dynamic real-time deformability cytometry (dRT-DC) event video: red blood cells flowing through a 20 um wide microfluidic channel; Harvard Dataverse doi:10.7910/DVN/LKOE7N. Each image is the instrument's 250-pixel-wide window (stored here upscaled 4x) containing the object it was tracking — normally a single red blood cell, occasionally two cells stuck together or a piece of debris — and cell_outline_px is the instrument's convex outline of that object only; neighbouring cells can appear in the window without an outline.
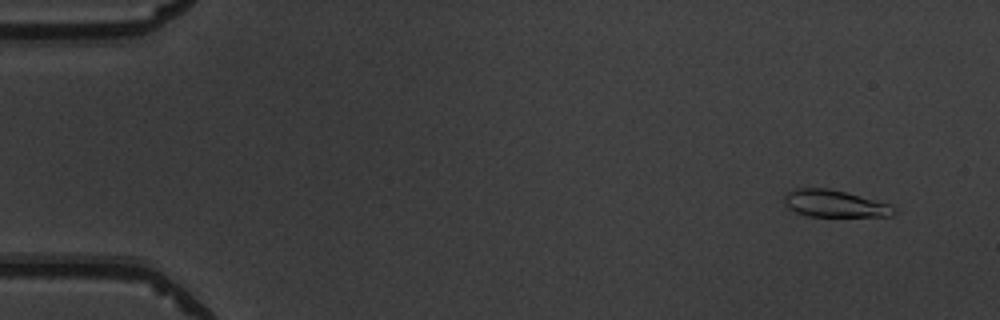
{"species": "common noctule bat (a hibernating species)", "species_latin": "Nyctalus noctula", "temperature_condition": "warm", "stored_images_in_passage": 52, "camera_frame_rate_fps": 3000, "um_per_image_px": 0.085, "animal": {"sex": "male", "body_mass_g": 19.5, "forearm_length_mm": 54.6}, "frame": {"image": 1, "passage_image": 4, "time_ms": 1.0, "image_size_px": [1000, 320], "cell_outline_px": [[896, 212], [892, 216], [808, 216], [796, 212], [788, 208], [784, 204], [784, 196], [788, 192], [796, 188], [828, 188], [844, 192], [888, 204], [896, 208]], "centroid_in_image_um": [70.91, 17.31], "position_along_channel_um": 14.1, "area_um2": 17.05}}
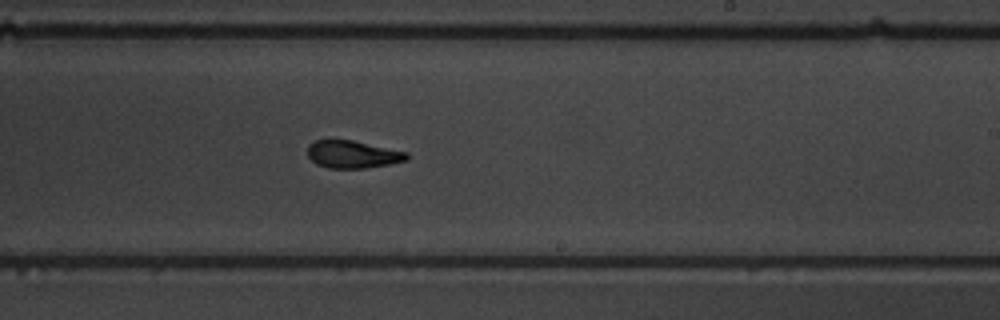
{"frame": {"image": 2, "passage_image": 32, "time_ms": 10.333, "image_size_px": [1000, 320], "cell_outline_px": [[408, 160], [388, 164], [364, 168], [328, 168], [316, 164], [308, 156], [308, 144], [316, 140], [352, 140], [408, 152]], "centroid_in_image_um": [29.97, 13.12], "position_along_channel_um": 259.0, "area_um2": 15.84}}
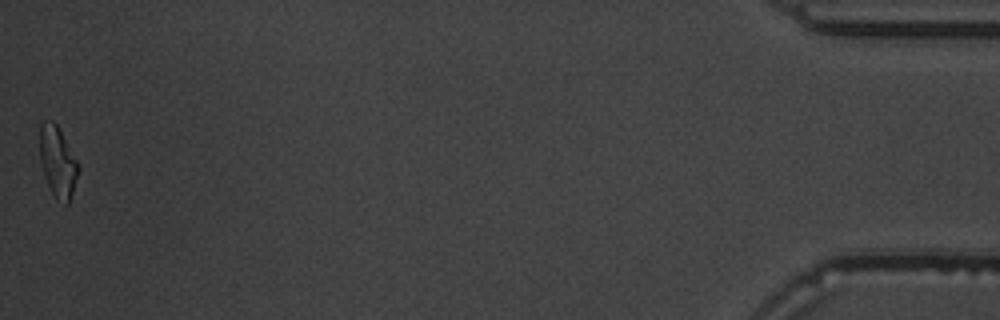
{"frame": {"image": 3, "passage_image": 52, "time_ms": 17.0, "image_size_px": [1000, 320], "cell_outline_px": [[80, 168], [68, 204], [64, 204], [56, 200], [44, 176], [40, 160], [40, 124], [44, 120], [52, 120], [56, 124], [80, 164]], "centroid_in_image_um": [4.91, 13.75], "position_along_channel_um": 430.3, "area_um2": 15.9}, "authors_computed_cell_mechanics": {"area_um2": 16.473, "velocity_mm_per_s": 3.9542, "shape_relaxation_time_tau1_ms": 7.2166, "shape_relaxation_time_tau2_ms": 2.5409, "deformation_change_tau1": 0.2773, "deformation_change_tau2": 0.1083}}